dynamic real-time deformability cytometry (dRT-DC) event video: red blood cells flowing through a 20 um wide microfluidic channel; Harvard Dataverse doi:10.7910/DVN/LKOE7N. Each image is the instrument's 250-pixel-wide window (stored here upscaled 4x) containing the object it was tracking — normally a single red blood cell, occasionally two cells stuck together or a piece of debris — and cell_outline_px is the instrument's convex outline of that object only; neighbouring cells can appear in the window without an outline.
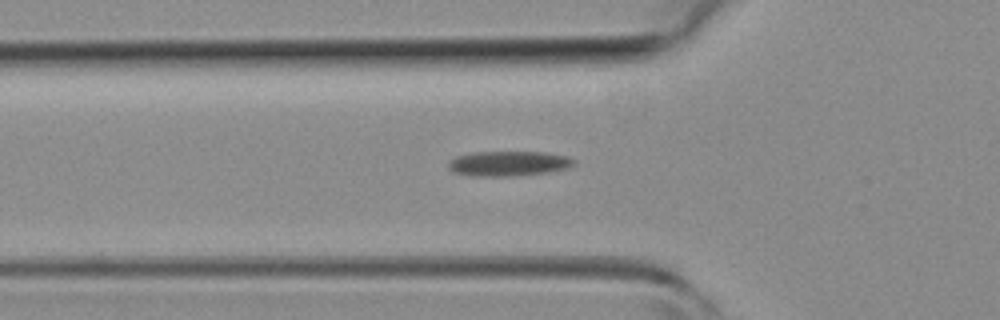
{"species": "common noctule bat (a hibernating species)", "species_latin": "Nyctalus noctula", "temperature_condition": "room temperature", "stored_images_in_passage": 36, "camera_frame_rate_fps": 3000, "um_per_image_px": 0.085, "animal": {"sex": "female", "body_mass_g": 19.3, "forearm_length_mm": 54.1}, "frame": {"image": 1, "passage_image": 4, "time_ms": 1.0, "image_size_px": [1000, 320], "cell_outline_px": [[576, 164], [568, 168], [548, 172], [512, 176], [472, 176], [452, 172], [448, 168], [448, 164], [456, 156], [476, 152], [544, 152], [568, 156], [576, 160]], "centroid_in_image_um": [43.25, 13.9], "position_along_channel_um": 82.5, "area_um2": 18.32}}
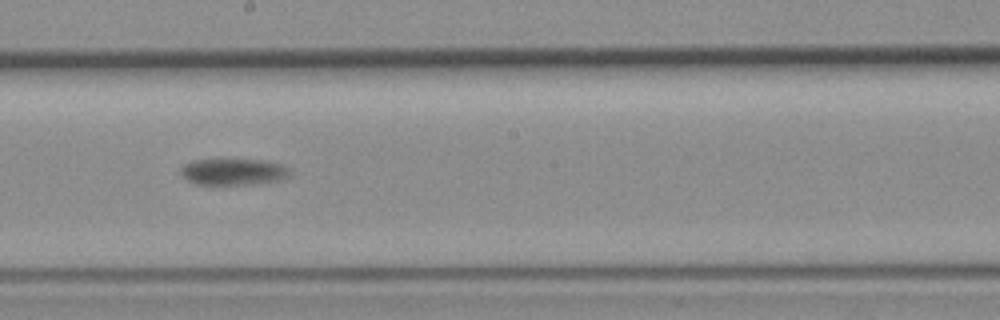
{"frame": {"image": 2, "passage_image": 14, "time_ms": 4.333, "image_size_px": [1000, 320], "cell_outline_px": [[292, 172], [284, 180], [256, 184], [196, 184], [180, 176], [180, 168], [184, 164], [192, 160], [260, 160], [284, 164]], "centroid_in_image_um": [19.86, 14.61], "position_along_channel_um": 228.3, "area_um2": 16.99}}
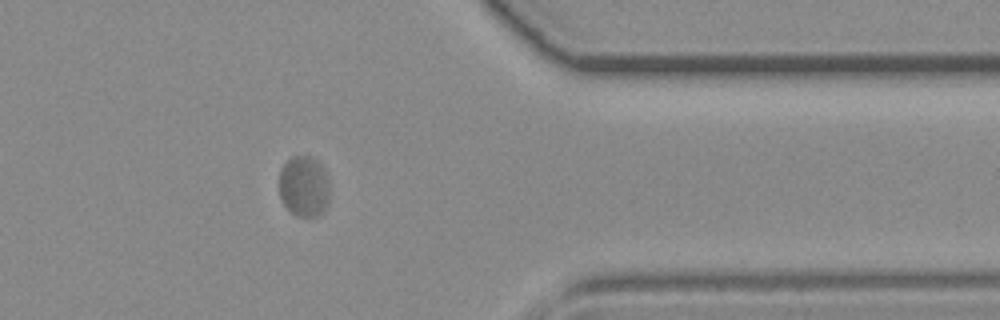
{"frame": {"image": 3, "passage_image": 26, "time_ms": 8.333, "image_size_px": [1000, 320], "cell_outline_px": [[328, 204], [316, 216], [296, 216], [284, 204], [280, 196], [280, 168], [292, 156], [312, 156], [324, 168], [328, 180]], "centroid_in_image_um": [25.83, 15.81], "position_along_channel_um": 385.6, "area_um2": 17.74}}